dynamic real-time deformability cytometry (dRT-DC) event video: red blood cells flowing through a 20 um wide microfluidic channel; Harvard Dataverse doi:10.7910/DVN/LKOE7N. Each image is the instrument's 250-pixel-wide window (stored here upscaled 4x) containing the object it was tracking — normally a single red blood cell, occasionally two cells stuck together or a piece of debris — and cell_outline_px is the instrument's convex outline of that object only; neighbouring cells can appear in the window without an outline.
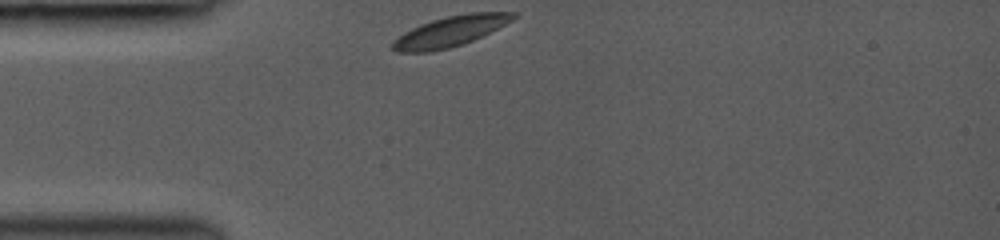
{"species": "common noctule bat (a hibernating species)", "species_latin": "Nyctalus noctula", "temperature_condition": "room temperature", "stored_images_in_passage": 6, "camera_frame_rate_fps": 3000, "um_per_image_px": 0.085, "animal": {"sex": "female", "body_mass_g": 19.0, "forearm_length_mm": 53.3}, "frame": {"image": 1, "passage_image": 1, "time_ms": 0.0, "image_size_px": [1000, 240], "cell_outline_px": [[516, 16], [512, 20], [464, 44], [432, 52], [396, 52], [392, 48], [392, 40], [404, 32], [420, 24], [432, 20], [448, 16], [468, 12], [516, 12]], "centroid_in_image_um": [38.22, 2.67], "position_along_channel_um": 46.8, "area_um2": 21.15}}
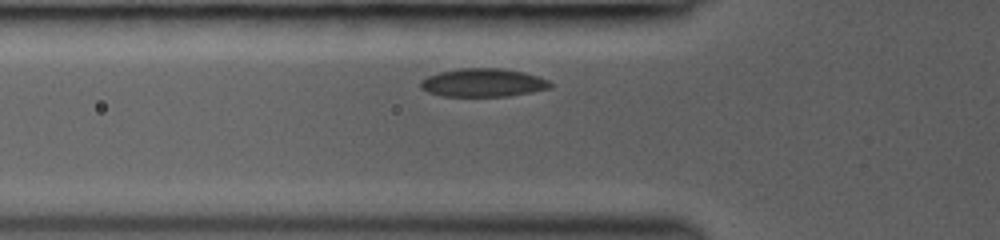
{"frame": {"image": 2, "passage_image": 5, "time_ms": 1.333, "image_size_px": [1000, 240], "cell_outline_px": [[552, 88], [532, 92], [508, 96], [440, 96], [428, 92], [420, 88], [420, 80], [428, 76], [440, 72], [460, 68], [500, 68], [524, 72], [548, 80], [552, 84]], "centroid_in_image_um": [41.05, 7.03], "position_along_channel_um": 84.7, "area_um2": 21.44}}